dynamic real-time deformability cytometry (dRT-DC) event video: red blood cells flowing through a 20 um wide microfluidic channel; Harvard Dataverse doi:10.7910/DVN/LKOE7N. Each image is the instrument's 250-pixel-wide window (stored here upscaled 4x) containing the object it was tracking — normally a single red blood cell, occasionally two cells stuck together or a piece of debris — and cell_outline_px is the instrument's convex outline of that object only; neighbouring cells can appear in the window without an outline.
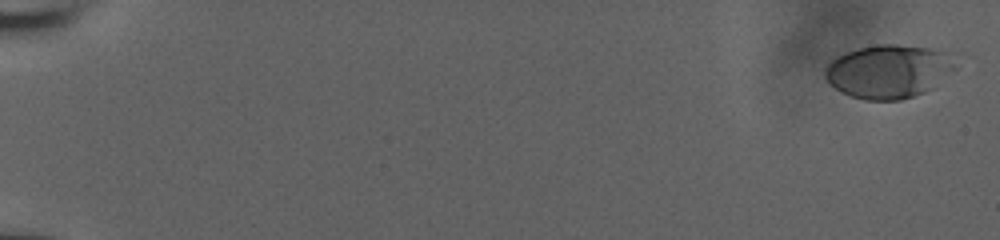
{"species": "human", "species_latin": "Homo sapiens", "temperature_condition": "room temperature", "stored_images_in_passage": 51, "camera_frame_rate_fps": 3000, "um_per_image_px": 0.085, "donor": {"sex": "male"}, "frame": {"image": 1, "passage_image": 1, "time_ms": 0.0, "image_size_px": [1000, 240], "cell_outline_px": [[944, 56], [932, 88], [924, 92], [900, 100], [864, 100], [852, 96], [836, 88], [824, 76], [824, 72], [828, 64], [832, 60], [848, 52], [860, 48], [880, 44], [896, 44], [928, 48], [944, 52]], "centroid_in_image_um": [75.24, 6.09], "position_along_channel_um": 9.8, "area_um2": 37.63}}
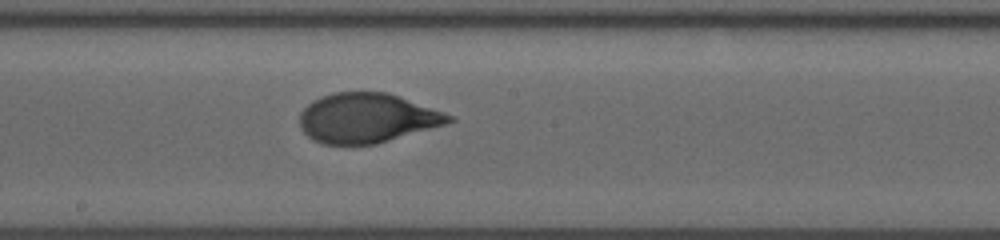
{"frame": {"image": 2, "passage_image": 28, "time_ms": 9.0, "image_size_px": [1000, 240], "cell_outline_px": [[456, 120], [444, 124], [376, 144], [324, 144], [312, 140], [300, 128], [300, 112], [312, 100], [320, 96], [332, 92], [388, 92], [400, 96], [456, 116]], "centroid_in_image_um": [31.18, 10.02], "position_along_channel_um": 217.0, "area_um2": 43.18}}
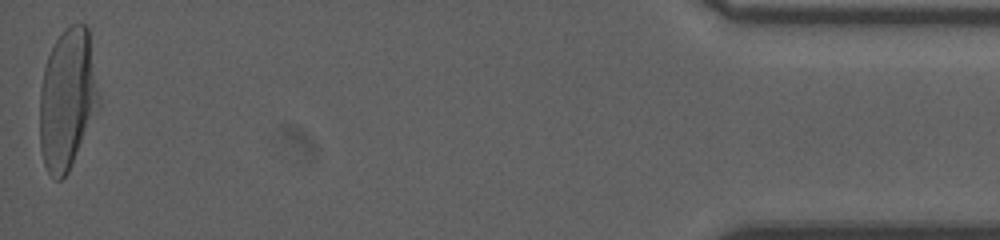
{"frame": {"image": 3, "passage_image": 51, "time_ms": 16.667, "image_size_px": [1000, 240], "cell_outline_px": [[96, 96], [80, 140], [68, 172], [60, 180], [56, 180], [48, 172], [44, 164], [40, 148], [40, 88], [44, 68], [48, 56], [56, 40], [64, 28], [72, 24], [84, 24], [88, 28], [96, 88]], "centroid_in_image_um": [5.61, 8.36], "position_along_channel_um": 429.6, "area_um2": 45.6}, "authors_computed_cell_mechanics": {"area_um2": 43.0032, "velocity_mm_per_s": 3.8399, "shape_relaxation_time_tau1_ms": 4.3319, "shape_relaxation_time_tau2_ms": null, "deformation_change_tau1": 0.2029, "deformation_change_tau2": null}}